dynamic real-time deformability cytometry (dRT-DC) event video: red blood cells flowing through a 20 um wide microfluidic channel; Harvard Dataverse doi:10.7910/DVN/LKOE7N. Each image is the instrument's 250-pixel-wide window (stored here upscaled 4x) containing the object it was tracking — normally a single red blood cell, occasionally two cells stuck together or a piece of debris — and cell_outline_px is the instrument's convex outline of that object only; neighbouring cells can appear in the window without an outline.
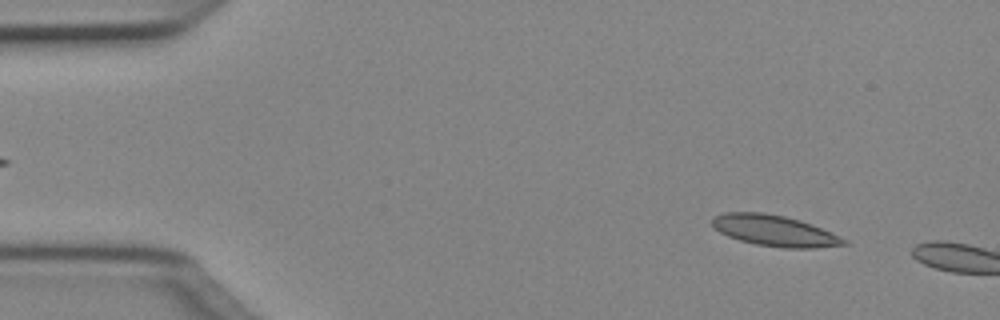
{"species": "Egyptian fruit bat (a non-hibernating species)", "species_latin": "Rousettus aegyptiacus", "temperature_condition": "cold", "stored_images_in_passage": 6, "camera_frame_rate_fps": 3000, "um_per_image_px": 0.085, "animal": {"sex": "female"}, "frame": {"image": 1, "passage_image": 4, "time_ms": 1.0, "image_size_px": [1000, 320], "cell_outline_px": [[848, 244], [816, 248], [784, 248], [756, 244], [740, 240], [728, 236], [720, 232], [712, 224], [712, 220], [716, 216], [724, 212], [764, 212], [784, 216], [800, 220], [812, 224], [832, 232], [848, 240]], "centroid_in_image_um": [65.88, 19.61], "position_along_channel_um": 19.1, "area_um2": 23.76}}